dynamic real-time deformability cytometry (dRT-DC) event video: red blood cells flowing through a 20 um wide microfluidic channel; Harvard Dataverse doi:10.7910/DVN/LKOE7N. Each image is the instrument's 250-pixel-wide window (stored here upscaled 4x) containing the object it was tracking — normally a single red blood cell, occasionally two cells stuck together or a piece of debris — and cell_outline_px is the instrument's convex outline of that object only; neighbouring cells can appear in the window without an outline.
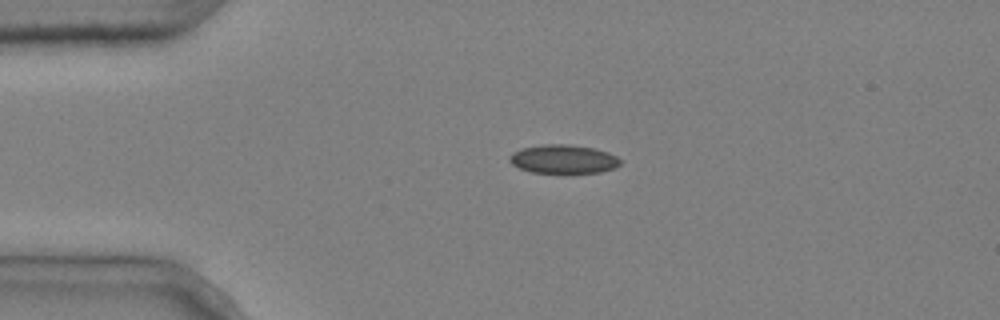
{"species": "common noctule bat (a hibernating species)", "species_latin": "Nyctalus noctula", "temperature_condition": "cold", "stored_images_in_passage": 2, "camera_frame_rate_fps": 3000, "um_per_image_px": 0.085, "animal": {"sex": "male", "body_mass_g": 20.4}, "frame": {"image": 1, "passage_image": 1, "time_ms": 0.0, "image_size_px": [1000, 320], "cell_outline_px": [[620, 164], [616, 168], [600, 172], [532, 172], [520, 168], [512, 164], [508, 160], [508, 156], [512, 152], [520, 148], [544, 144], [568, 144], [596, 148], [608, 152], [616, 156], [620, 160]], "centroid_in_image_um": [47.87, 13.5], "position_along_channel_um": 37.1, "area_um2": 18.55}}